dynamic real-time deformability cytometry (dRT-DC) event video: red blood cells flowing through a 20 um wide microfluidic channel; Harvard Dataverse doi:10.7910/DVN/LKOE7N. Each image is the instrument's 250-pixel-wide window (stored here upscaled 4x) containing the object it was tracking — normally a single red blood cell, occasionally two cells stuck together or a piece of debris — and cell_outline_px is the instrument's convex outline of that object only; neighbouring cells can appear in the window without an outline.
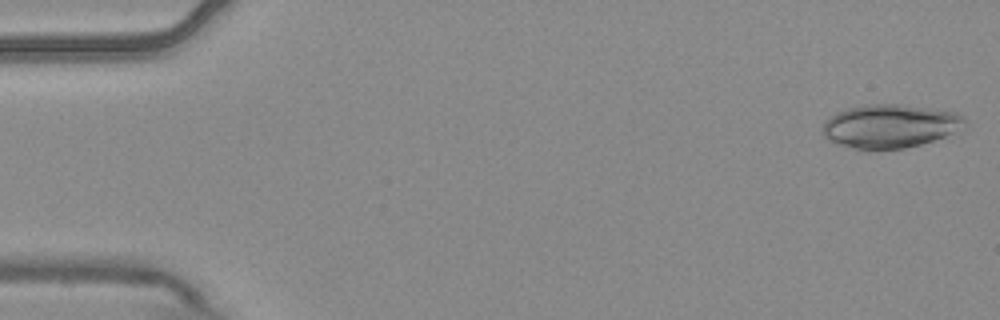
{"species": "common noctule bat (a hibernating species)", "species_latin": "Nyctalus noctula", "temperature_condition": "warm", "stored_images_in_passage": 5, "camera_frame_rate_fps": 3000, "um_per_image_px": 0.085, "animal": {"sex": "male", "body_mass_g": 20.4}, "frame": {"image": 1, "passage_image": 1, "time_ms": 0.0, "image_size_px": [1000, 320], "cell_outline_px": [[968, 128], [920, 144], [904, 148], [872, 152], [868, 152], [852, 148], [828, 140], [820, 132], [828, 116], [836, 112], [848, 108], [864, 104], [900, 104], [956, 112], [964, 116], [968, 120]], "centroid_in_image_um": [75.66, 10.74], "position_along_channel_um": 9.3, "area_um2": 36.99}}